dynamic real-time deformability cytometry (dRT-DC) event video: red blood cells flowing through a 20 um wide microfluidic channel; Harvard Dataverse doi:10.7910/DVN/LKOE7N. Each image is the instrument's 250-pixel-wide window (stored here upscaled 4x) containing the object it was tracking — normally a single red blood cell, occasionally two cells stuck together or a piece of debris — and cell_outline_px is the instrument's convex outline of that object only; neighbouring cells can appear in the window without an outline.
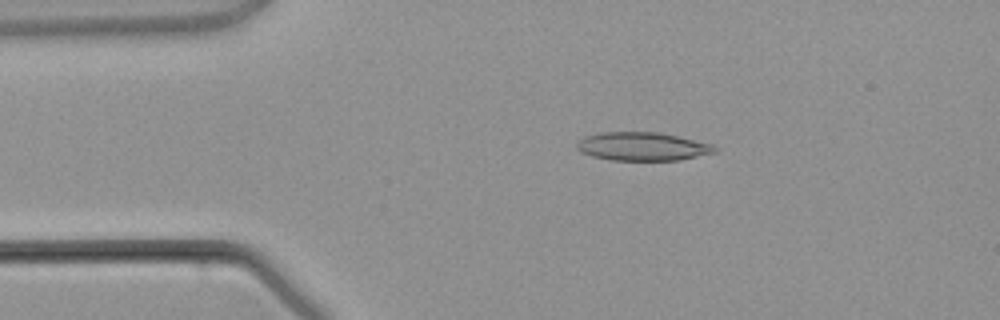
{"species": "common noctule bat (a hibernating species)", "species_latin": "Nyctalus noctula", "temperature_condition": "warm", "stored_images_in_passage": 3, "camera_frame_rate_fps": 3000, "um_per_image_px": 0.085, "animal": {"sex": "male", "body_mass_g": 21.5, "forearm_length_mm": 52.0}, "frame": {"image": 1, "passage_image": 2, "time_ms": 1.333, "image_size_px": [1000, 320], "cell_outline_px": [[716, 152], [680, 160], [612, 160], [592, 156], [580, 152], [576, 148], [576, 144], [584, 136], [596, 132], [656, 132], [676, 136], [712, 144], [716, 148]], "centroid_in_image_um": [54.56, 12.45], "position_along_channel_um": 30.4, "area_um2": 22.77}}